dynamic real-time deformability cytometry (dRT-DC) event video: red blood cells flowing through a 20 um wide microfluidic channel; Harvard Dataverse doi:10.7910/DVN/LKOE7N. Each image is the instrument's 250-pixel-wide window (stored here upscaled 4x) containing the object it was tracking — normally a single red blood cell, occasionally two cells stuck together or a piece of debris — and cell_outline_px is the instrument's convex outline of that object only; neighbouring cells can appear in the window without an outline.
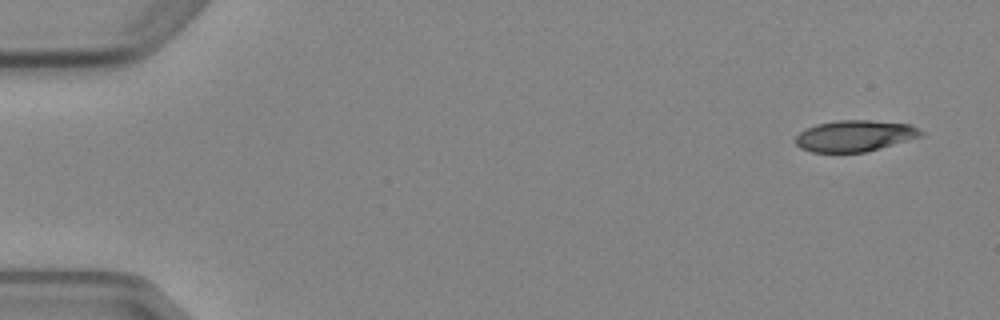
{"species": "Egyptian fruit bat (a non-hibernating species)", "species_latin": "Rousettus aegyptiacus", "temperature_condition": "cold", "stored_images_in_passage": 4, "camera_frame_rate_fps": 3000, "um_per_image_px": 0.085, "animal": {"sex": "female"}, "frame": {"image": 1, "passage_image": 1, "time_ms": 0.0, "image_size_px": [1000, 320], "cell_outline_px": [[924, 136], [880, 148], [864, 152], [812, 152], [800, 148], [796, 144], [796, 136], [800, 132], [816, 124], [836, 120], [868, 120], [912, 124], [924, 132]], "centroid_in_image_um": [72.69, 11.54], "position_along_channel_um": 12.3, "area_um2": 22.89}}